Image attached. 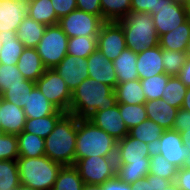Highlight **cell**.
Segmentation results:
<instances>
[{
  "label": "cell",
  "mask_w": 190,
  "mask_h": 190,
  "mask_svg": "<svg viewBox=\"0 0 190 190\" xmlns=\"http://www.w3.org/2000/svg\"><path fill=\"white\" fill-rule=\"evenodd\" d=\"M27 15V4L24 0H0V33L17 32Z\"/></svg>",
  "instance_id": "obj_16"
},
{
  "label": "cell",
  "mask_w": 190,
  "mask_h": 190,
  "mask_svg": "<svg viewBox=\"0 0 190 190\" xmlns=\"http://www.w3.org/2000/svg\"><path fill=\"white\" fill-rule=\"evenodd\" d=\"M65 114H66L65 112L57 110L53 115H49L46 117L33 118V119L26 118V122L22 132L35 134L45 139L53 131L57 122Z\"/></svg>",
  "instance_id": "obj_28"
},
{
  "label": "cell",
  "mask_w": 190,
  "mask_h": 190,
  "mask_svg": "<svg viewBox=\"0 0 190 190\" xmlns=\"http://www.w3.org/2000/svg\"><path fill=\"white\" fill-rule=\"evenodd\" d=\"M82 190H106V181L103 184H84Z\"/></svg>",
  "instance_id": "obj_55"
},
{
  "label": "cell",
  "mask_w": 190,
  "mask_h": 190,
  "mask_svg": "<svg viewBox=\"0 0 190 190\" xmlns=\"http://www.w3.org/2000/svg\"><path fill=\"white\" fill-rule=\"evenodd\" d=\"M117 104L114 89L93 78L81 82L72 92L69 114L87 119L94 112L109 109Z\"/></svg>",
  "instance_id": "obj_1"
},
{
  "label": "cell",
  "mask_w": 190,
  "mask_h": 190,
  "mask_svg": "<svg viewBox=\"0 0 190 190\" xmlns=\"http://www.w3.org/2000/svg\"><path fill=\"white\" fill-rule=\"evenodd\" d=\"M117 140L88 119L77 118L75 163L91 156L115 157Z\"/></svg>",
  "instance_id": "obj_3"
},
{
  "label": "cell",
  "mask_w": 190,
  "mask_h": 190,
  "mask_svg": "<svg viewBox=\"0 0 190 190\" xmlns=\"http://www.w3.org/2000/svg\"><path fill=\"white\" fill-rule=\"evenodd\" d=\"M154 148L136 138L125 136L117 141L116 163H150Z\"/></svg>",
  "instance_id": "obj_12"
},
{
  "label": "cell",
  "mask_w": 190,
  "mask_h": 190,
  "mask_svg": "<svg viewBox=\"0 0 190 190\" xmlns=\"http://www.w3.org/2000/svg\"><path fill=\"white\" fill-rule=\"evenodd\" d=\"M16 65L23 77L33 82H36L46 71L36 48L25 47Z\"/></svg>",
  "instance_id": "obj_21"
},
{
  "label": "cell",
  "mask_w": 190,
  "mask_h": 190,
  "mask_svg": "<svg viewBox=\"0 0 190 190\" xmlns=\"http://www.w3.org/2000/svg\"><path fill=\"white\" fill-rule=\"evenodd\" d=\"M177 77L185 84L186 87H190V57L187 58Z\"/></svg>",
  "instance_id": "obj_52"
},
{
  "label": "cell",
  "mask_w": 190,
  "mask_h": 190,
  "mask_svg": "<svg viewBox=\"0 0 190 190\" xmlns=\"http://www.w3.org/2000/svg\"><path fill=\"white\" fill-rule=\"evenodd\" d=\"M18 157L17 136L15 134L0 133V160H16Z\"/></svg>",
  "instance_id": "obj_44"
},
{
  "label": "cell",
  "mask_w": 190,
  "mask_h": 190,
  "mask_svg": "<svg viewBox=\"0 0 190 190\" xmlns=\"http://www.w3.org/2000/svg\"><path fill=\"white\" fill-rule=\"evenodd\" d=\"M76 4L78 10L102 16L100 0H76Z\"/></svg>",
  "instance_id": "obj_48"
},
{
  "label": "cell",
  "mask_w": 190,
  "mask_h": 190,
  "mask_svg": "<svg viewBox=\"0 0 190 190\" xmlns=\"http://www.w3.org/2000/svg\"><path fill=\"white\" fill-rule=\"evenodd\" d=\"M162 60V48L159 45L137 53L136 65L139 79L165 73Z\"/></svg>",
  "instance_id": "obj_19"
},
{
  "label": "cell",
  "mask_w": 190,
  "mask_h": 190,
  "mask_svg": "<svg viewBox=\"0 0 190 190\" xmlns=\"http://www.w3.org/2000/svg\"><path fill=\"white\" fill-rule=\"evenodd\" d=\"M97 49V36L68 38L67 55L87 58Z\"/></svg>",
  "instance_id": "obj_37"
},
{
  "label": "cell",
  "mask_w": 190,
  "mask_h": 190,
  "mask_svg": "<svg viewBox=\"0 0 190 190\" xmlns=\"http://www.w3.org/2000/svg\"><path fill=\"white\" fill-rule=\"evenodd\" d=\"M115 67L117 83H125L139 79L137 71V53L125 48L122 53L112 61Z\"/></svg>",
  "instance_id": "obj_23"
},
{
  "label": "cell",
  "mask_w": 190,
  "mask_h": 190,
  "mask_svg": "<svg viewBox=\"0 0 190 190\" xmlns=\"http://www.w3.org/2000/svg\"><path fill=\"white\" fill-rule=\"evenodd\" d=\"M87 119L117 141L122 140L129 133L120 115L118 104L109 109L96 111Z\"/></svg>",
  "instance_id": "obj_13"
},
{
  "label": "cell",
  "mask_w": 190,
  "mask_h": 190,
  "mask_svg": "<svg viewBox=\"0 0 190 190\" xmlns=\"http://www.w3.org/2000/svg\"><path fill=\"white\" fill-rule=\"evenodd\" d=\"M172 130L178 131L179 133L184 130H190V111L184 110L183 108L178 109Z\"/></svg>",
  "instance_id": "obj_47"
},
{
  "label": "cell",
  "mask_w": 190,
  "mask_h": 190,
  "mask_svg": "<svg viewBox=\"0 0 190 190\" xmlns=\"http://www.w3.org/2000/svg\"><path fill=\"white\" fill-rule=\"evenodd\" d=\"M176 2L185 3L187 0H175Z\"/></svg>",
  "instance_id": "obj_63"
},
{
  "label": "cell",
  "mask_w": 190,
  "mask_h": 190,
  "mask_svg": "<svg viewBox=\"0 0 190 190\" xmlns=\"http://www.w3.org/2000/svg\"><path fill=\"white\" fill-rule=\"evenodd\" d=\"M26 118H40L53 115L58 109L42 94L35 85L25 101L23 108Z\"/></svg>",
  "instance_id": "obj_22"
},
{
  "label": "cell",
  "mask_w": 190,
  "mask_h": 190,
  "mask_svg": "<svg viewBox=\"0 0 190 190\" xmlns=\"http://www.w3.org/2000/svg\"><path fill=\"white\" fill-rule=\"evenodd\" d=\"M154 151L161 154L178 169L183 167L188 151L183 146L181 134L174 130H165L158 140Z\"/></svg>",
  "instance_id": "obj_14"
},
{
  "label": "cell",
  "mask_w": 190,
  "mask_h": 190,
  "mask_svg": "<svg viewBox=\"0 0 190 190\" xmlns=\"http://www.w3.org/2000/svg\"><path fill=\"white\" fill-rule=\"evenodd\" d=\"M117 103L139 105L145 104L146 97L142 90L140 79L118 83L114 88Z\"/></svg>",
  "instance_id": "obj_25"
},
{
  "label": "cell",
  "mask_w": 190,
  "mask_h": 190,
  "mask_svg": "<svg viewBox=\"0 0 190 190\" xmlns=\"http://www.w3.org/2000/svg\"><path fill=\"white\" fill-rule=\"evenodd\" d=\"M190 38V19L174 30L159 37V46L164 50L186 52Z\"/></svg>",
  "instance_id": "obj_24"
},
{
  "label": "cell",
  "mask_w": 190,
  "mask_h": 190,
  "mask_svg": "<svg viewBox=\"0 0 190 190\" xmlns=\"http://www.w3.org/2000/svg\"><path fill=\"white\" fill-rule=\"evenodd\" d=\"M106 190H131V184L122 181L116 175L106 181Z\"/></svg>",
  "instance_id": "obj_50"
},
{
  "label": "cell",
  "mask_w": 190,
  "mask_h": 190,
  "mask_svg": "<svg viewBox=\"0 0 190 190\" xmlns=\"http://www.w3.org/2000/svg\"><path fill=\"white\" fill-rule=\"evenodd\" d=\"M187 88L188 87H186L177 76H170L167 85L163 90L162 99L172 107L180 109L182 107Z\"/></svg>",
  "instance_id": "obj_34"
},
{
  "label": "cell",
  "mask_w": 190,
  "mask_h": 190,
  "mask_svg": "<svg viewBox=\"0 0 190 190\" xmlns=\"http://www.w3.org/2000/svg\"><path fill=\"white\" fill-rule=\"evenodd\" d=\"M24 1L26 2V4H29V3L34 2L36 0H24Z\"/></svg>",
  "instance_id": "obj_62"
},
{
  "label": "cell",
  "mask_w": 190,
  "mask_h": 190,
  "mask_svg": "<svg viewBox=\"0 0 190 190\" xmlns=\"http://www.w3.org/2000/svg\"><path fill=\"white\" fill-rule=\"evenodd\" d=\"M180 134L182 137L183 146L189 152L190 151V130H184Z\"/></svg>",
  "instance_id": "obj_54"
},
{
  "label": "cell",
  "mask_w": 190,
  "mask_h": 190,
  "mask_svg": "<svg viewBox=\"0 0 190 190\" xmlns=\"http://www.w3.org/2000/svg\"><path fill=\"white\" fill-rule=\"evenodd\" d=\"M68 36L58 24L46 26L36 50L46 69H53L67 55Z\"/></svg>",
  "instance_id": "obj_6"
},
{
  "label": "cell",
  "mask_w": 190,
  "mask_h": 190,
  "mask_svg": "<svg viewBox=\"0 0 190 190\" xmlns=\"http://www.w3.org/2000/svg\"><path fill=\"white\" fill-rule=\"evenodd\" d=\"M181 108L190 111V87L187 88V92L186 95L184 96V101Z\"/></svg>",
  "instance_id": "obj_56"
},
{
  "label": "cell",
  "mask_w": 190,
  "mask_h": 190,
  "mask_svg": "<svg viewBox=\"0 0 190 190\" xmlns=\"http://www.w3.org/2000/svg\"><path fill=\"white\" fill-rule=\"evenodd\" d=\"M178 168L171 164L161 154L153 151L150 156L149 174H156L159 177L175 182Z\"/></svg>",
  "instance_id": "obj_38"
},
{
  "label": "cell",
  "mask_w": 190,
  "mask_h": 190,
  "mask_svg": "<svg viewBox=\"0 0 190 190\" xmlns=\"http://www.w3.org/2000/svg\"><path fill=\"white\" fill-rule=\"evenodd\" d=\"M27 14L33 20L46 26L55 25L59 22L51 0H36L27 4Z\"/></svg>",
  "instance_id": "obj_29"
},
{
  "label": "cell",
  "mask_w": 190,
  "mask_h": 190,
  "mask_svg": "<svg viewBox=\"0 0 190 190\" xmlns=\"http://www.w3.org/2000/svg\"><path fill=\"white\" fill-rule=\"evenodd\" d=\"M20 185L16 160H0V190H17Z\"/></svg>",
  "instance_id": "obj_36"
},
{
  "label": "cell",
  "mask_w": 190,
  "mask_h": 190,
  "mask_svg": "<svg viewBox=\"0 0 190 190\" xmlns=\"http://www.w3.org/2000/svg\"><path fill=\"white\" fill-rule=\"evenodd\" d=\"M162 55L164 71L169 76H177L188 58L186 52L175 50L162 49Z\"/></svg>",
  "instance_id": "obj_42"
},
{
  "label": "cell",
  "mask_w": 190,
  "mask_h": 190,
  "mask_svg": "<svg viewBox=\"0 0 190 190\" xmlns=\"http://www.w3.org/2000/svg\"><path fill=\"white\" fill-rule=\"evenodd\" d=\"M104 22L105 21L102 16H97L76 9L68 15L61 17L58 25L68 38H71L81 36H98Z\"/></svg>",
  "instance_id": "obj_9"
},
{
  "label": "cell",
  "mask_w": 190,
  "mask_h": 190,
  "mask_svg": "<svg viewBox=\"0 0 190 190\" xmlns=\"http://www.w3.org/2000/svg\"><path fill=\"white\" fill-rule=\"evenodd\" d=\"M46 30V25L38 23L28 15L17 29L18 39L25 47L36 48Z\"/></svg>",
  "instance_id": "obj_27"
},
{
  "label": "cell",
  "mask_w": 190,
  "mask_h": 190,
  "mask_svg": "<svg viewBox=\"0 0 190 190\" xmlns=\"http://www.w3.org/2000/svg\"><path fill=\"white\" fill-rule=\"evenodd\" d=\"M77 117L66 113L45 138V156L62 166L75 164Z\"/></svg>",
  "instance_id": "obj_2"
},
{
  "label": "cell",
  "mask_w": 190,
  "mask_h": 190,
  "mask_svg": "<svg viewBox=\"0 0 190 190\" xmlns=\"http://www.w3.org/2000/svg\"><path fill=\"white\" fill-rule=\"evenodd\" d=\"M164 131L165 130L156 122L147 119L139 125L131 128L128 135L155 148Z\"/></svg>",
  "instance_id": "obj_31"
},
{
  "label": "cell",
  "mask_w": 190,
  "mask_h": 190,
  "mask_svg": "<svg viewBox=\"0 0 190 190\" xmlns=\"http://www.w3.org/2000/svg\"><path fill=\"white\" fill-rule=\"evenodd\" d=\"M51 2L59 19L77 9L76 0H51Z\"/></svg>",
  "instance_id": "obj_46"
},
{
  "label": "cell",
  "mask_w": 190,
  "mask_h": 190,
  "mask_svg": "<svg viewBox=\"0 0 190 190\" xmlns=\"http://www.w3.org/2000/svg\"><path fill=\"white\" fill-rule=\"evenodd\" d=\"M19 157H40L45 155V139L28 132L17 134Z\"/></svg>",
  "instance_id": "obj_30"
},
{
  "label": "cell",
  "mask_w": 190,
  "mask_h": 190,
  "mask_svg": "<svg viewBox=\"0 0 190 190\" xmlns=\"http://www.w3.org/2000/svg\"><path fill=\"white\" fill-rule=\"evenodd\" d=\"M35 85L58 110L69 113L72 93L54 69H46Z\"/></svg>",
  "instance_id": "obj_8"
},
{
  "label": "cell",
  "mask_w": 190,
  "mask_h": 190,
  "mask_svg": "<svg viewBox=\"0 0 190 190\" xmlns=\"http://www.w3.org/2000/svg\"><path fill=\"white\" fill-rule=\"evenodd\" d=\"M34 86L35 82L26 79L25 86L7 87L1 97L18 107L24 108L28 93L31 92Z\"/></svg>",
  "instance_id": "obj_43"
},
{
  "label": "cell",
  "mask_w": 190,
  "mask_h": 190,
  "mask_svg": "<svg viewBox=\"0 0 190 190\" xmlns=\"http://www.w3.org/2000/svg\"><path fill=\"white\" fill-rule=\"evenodd\" d=\"M159 10L152 15L158 37L188 20L185 5L175 0H160Z\"/></svg>",
  "instance_id": "obj_10"
},
{
  "label": "cell",
  "mask_w": 190,
  "mask_h": 190,
  "mask_svg": "<svg viewBox=\"0 0 190 190\" xmlns=\"http://www.w3.org/2000/svg\"><path fill=\"white\" fill-rule=\"evenodd\" d=\"M118 22L124 31L126 47L135 53L159 45V37L150 13L131 11Z\"/></svg>",
  "instance_id": "obj_5"
},
{
  "label": "cell",
  "mask_w": 190,
  "mask_h": 190,
  "mask_svg": "<svg viewBox=\"0 0 190 190\" xmlns=\"http://www.w3.org/2000/svg\"><path fill=\"white\" fill-rule=\"evenodd\" d=\"M160 190H181L175 182H171L166 188Z\"/></svg>",
  "instance_id": "obj_57"
},
{
  "label": "cell",
  "mask_w": 190,
  "mask_h": 190,
  "mask_svg": "<svg viewBox=\"0 0 190 190\" xmlns=\"http://www.w3.org/2000/svg\"><path fill=\"white\" fill-rule=\"evenodd\" d=\"M74 166L77 168L84 184H103L116 176L115 157L91 156L81 158Z\"/></svg>",
  "instance_id": "obj_7"
},
{
  "label": "cell",
  "mask_w": 190,
  "mask_h": 190,
  "mask_svg": "<svg viewBox=\"0 0 190 190\" xmlns=\"http://www.w3.org/2000/svg\"><path fill=\"white\" fill-rule=\"evenodd\" d=\"M104 21L118 22L131 12V0H100Z\"/></svg>",
  "instance_id": "obj_33"
},
{
  "label": "cell",
  "mask_w": 190,
  "mask_h": 190,
  "mask_svg": "<svg viewBox=\"0 0 190 190\" xmlns=\"http://www.w3.org/2000/svg\"><path fill=\"white\" fill-rule=\"evenodd\" d=\"M17 190H35V189H32L30 187H26L24 185H20Z\"/></svg>",
  "instance_id": "obj_60"
},
{
  "label": "cell",
  "mask_w": 190,
  "mask_h": 190,
  "mask_svg": "<svg viewBox=\"0 0 190 190\" xmlns=\"http://www.w3.org/2000/svg\"><path fill=\"white\" fill-rule=\"evenodd\" d=\"M1 133L20 134L26 122L23 108L3 99L0 96Z\"/></svg>",
  "instance_id": "obj_18"
},
{
  "label": "cell",
  "mask_w": 190,
  "mask_h": 190,
  "mask_svg": "<svg viewBox=\"0 0 190 190\" xmlns=\"http://www.w3.org/2000/svg\"><path fill=\"white\" fill-rule=\"evenodd\" d=\"M21 185L35 190H52L62 167L47 156L16 159Z\"/></svg>",
  "instance_id": "obj_4"
},
{
  "label": "cell",
  "mask_w": 190,
  "mask_h": 190,
  "mask_svg": "<svg viewBox=\"0 0 190 190\" xmlns=\"http://www.w3.org/2000/svg\"><path fill=\"white\" fill-rule=\"evenodd\" d=\"M147 118L156 122L164 130L173 128L178 108L172 107L164 99H154L145 102Z\"/></svg>",
  "instance_id": "obj_20"
},
{
  "label": "cell",
  "mask_w": 190,
  "mask_h": 190,
  "mask_svg": "<svg viewBox=\"0 0 190 190\" xmlns=\"http://www.w3.org/2000/svg\"><path fill=\"white\" fill-rule=\"evenodd\" d=\"M116 175L124 182L131 184L149 174L150 163H116Z\"/></svg>",
  "instance_id": "obj_35"
},
{
  "label": "cell",
  "mask_w": 190,
  "mask_h": 190,
  "mask_svg": "<svg viewBox=\"0 0 190 190\" xmlns=\"http://www.w3.org/2000/svg\"><path fill=\"white\" fill-rule=\"evenodd\" d=\"M131 190H154L153 175L148 174L145 178L131 183Z\"/></svg>",
  "instance_id": "obj_51"
},
{
  "label": "cell",
  "mask_w": 190,
  "mask_h": 190,
  "mask_svg": "<svg viewBox=\"0 0 190 190\" xmlns=\"http://www.w3.org/2000/svg\"><path fill=\"white\" fill-rule=\"evenodd\" d=\"M53 69L63 78L71 93L81 82L89 78L86 58L66 55Z\"/></svg>",
  "instance_id": "obj_15"
},
{
  "label": "cell",
  "mask_w": 190,
  "mask_h": 190,
  "mask_svg": "<svg viewBox=\"0 0 190 190\" xmlns=\"http://www.w3.org/2000/svg\"><path fill=\"white\" fill-rule=\"evenodd\" d=\"M89 78H93L100 83L117 86V78L113 62L106 58L98 49L92 52L87 58Z\"/></svg>",
  "instance_id": "obj_17"
},
{
  "label": "cell",
  "mask_w": 190,
  "mask_h": 190,
  "mask_svg": "<svg viewBox=\"0 0 190 190\" xmlns=\"http://www.w3.org/2000/svg\"><path fill=\"white\" fill-rule=\"evenodd\" d=\"M126 48L125 35L119 22L105 21L97 36V49L110 61Z\"/></svg>",
  "instance_id": "obj_11"
},
{
  "label": "cell",
  "mask_w": 190,
  "mask_h": 190,
  "mask_svg": "<svg viewBox=\"0 0 190 190\" xmlns=\"http://www.w3.org/2000/svg\"><path fill=\"white\" fill-rule=\"evenodd\" d=\"M1 49H2V42L0 41V51H1Z\"/></svg>",
  "instance_id": "obj_64"
},
{
  "label": "cell",
  "mask_w": 190,
  "mask_h": 190,
  "mask_svg": "<svg viewBox=\"0 0 190 190\" xmlns=\"http://www.w3.org/2000/svg\"><path fill=\"white\" fill-rule=\"evenodd\" d=\"M153 175V187L154 190H160L161 188H166L171 181L167 180L165 178L159 177L156 174H152Z\"/></svg>",
  "instance_id": "obj_53"
},
{
  "label": "cell",
  "mask_w": 190,
  "mask_h": 190,
  "mask_svg": "<svg viewBox=\"0 0 190 190\" xmlns=\"http://www.w3.org/2000/svg\"><path fill=\"white\" fill-rule=\"evenodd\" d=\"M2 49L0 51V64L16 65L25 46L18 39L16 32L9 31V34L0 33Z\"/></svg>",
  "instance_id": "obj_26"
},
{
  "label": "cell",
  "mask_w": 190,
  "mask_h": 190,
  "mask_svg": "<svg viewBox=\"0 0 190 190\" xmlns=\"http://www.w3.org/2000/svg\"><path fill=\"white\" fill-rule=\"evenodd\" d=\"M117 104L119 106L120 115L122 116L128 130L148 119L145 104Z\"/></svg>",
  "instance_id": "obj_40"
},
{
  "label": "cell",
  "mask_w": 190,
  "mask_h": 190,
  "mask_svg": "<svg viewBox=\"0 0 190 190\" xmlns=\"http://www.w3.org/2000/svg\"><path fill=\"white\" fill-rule=\"evenodd\" d=\"M84 182L74 165L62 166L52 190H82Z\"/></svg>",
  "instance_id": "obj_32"
},
{
  "label": "cell",
  "mask_w": 190,
  "mask_h": 190,
  "mask_svg": "<svg viewBox=\"0 0 190 190\" xmlns=\"http://www.w3.org/2000/svg\"><path fill=\"white\" fill-rule=\"evenodd\" d=\"M25 80L17 65L0 64V96L7 87L25 86Z\"/></svg>",
  "instance_id": "obj_41"
},
{
  "label": "cell",
  "mask_w": 190,
  "mask_h": 190,
  "mask_svg": "<svg viewBox=\"0 0 190 190\" xmlns=\"http://www.w3.org/2000/svg\"><path fill=\"white\" fill-rule=\"evenodd\" d=\"M175 183L181 190H190V168L178 169Z\"/></svg>",
  "instance_id": "obj_49"
},
{
  "label": "cell",
  "mask_w": 190,
  "mask_h": 190,
  "mask_svg": "<svg viewBox=\"0 0 190 190\" xmlns=\"http://www.w3.org/2000/svg\"><path fill=\"white\" fill-rule=\"evenodd\" d=\"M184 5H185V10H186L188 19H190V0H187V1L184 3Z\"/></svg>",
  "instance_id": "obj_59"
},
{
  "label": "cell",
  "mask_w": 190,
  "mask_h": 190,
  "mask_svg": "<svg viewBox=\"0 0 190 190\" xmlns=\"http://www.w3.org/2000/svg\"><path fill=\"white\" fill-rule=\"evenodd\" d=\"M169 78V75L162 73L154 75L153 77L140 79L146 101L162 98L163 90Z\"/></svg>",
  "instance_id": "obj_39"
},
{
  "label": "cell",
  "mask_w": 190,
  "mask_h": 190,
  "mask_svg": "<svg viewBox=\"0 0 190 190\" xmlns=\"http://www.w3.org/2000/svg\"><path fill=\"white\" fill-rule=\"evenodd\" d=\"M187 56L190 57V38L187 44V49H186Z\"/></svg>",
  "instance_id": "obj_61"
},
{
  "label": "cell",
  "mask_w": 190,
  "mask_h": 190,
  "mask_svg": "<svg viewBox=\"0 0 190 190\" xmlns=\"http://www.w3.org/2000/svg\"><path fill=\"white\" fill-rule=\"evenodd\" d=\"M183 167L190 168V151L188 152V154H187V156L185 158Z\"/></svg>",
  "instance_id": "obj_58"
},
{
  "label": "cell",
  "mask_w": 190,
  "mask_h": 190,
  "mask_svg": "<svg viewBox=\"0 0 190 190\" xmlns=\"http://www.w3.org/2000/svg\"><path fill=\"white\" fill-rule=\"evenodd\" d=\"M160 0H131V11L147 12L151 15L158 13Z\"/></svg>",
  "instance_id": "obj_45"
}]
</instances>
